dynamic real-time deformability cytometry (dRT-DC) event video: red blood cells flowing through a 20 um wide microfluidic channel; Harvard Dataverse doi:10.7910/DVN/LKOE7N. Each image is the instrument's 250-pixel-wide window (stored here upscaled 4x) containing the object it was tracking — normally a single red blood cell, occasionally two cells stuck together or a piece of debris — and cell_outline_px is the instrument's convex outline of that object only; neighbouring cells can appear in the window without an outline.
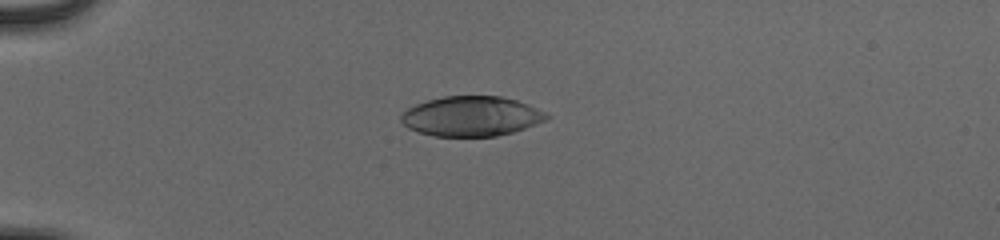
{"species": "human", "species_latin": "Homo sapiens", "temperature_condition": "cold", "stored_images_in_passage": 39, "camera_frame_rate_fps": 3000, "um_per_image_px": 0.085, "donor": {"sex": "male"}, "frame": {"image": 1, "passage_image": 1, "time_ms": 0.0, "image_size_px": [1000, 240], "cell_outline_px": [[548, 116], [544, 120], [524, 128], [512, 132], [496, 136], [432, 136], [416, 132], [408, 128], [400, 120], [400, 116], [408, 108], [416, 104], [428, 100], [444, 96], [500, 96], [516, 100], [528, 104], [548, 112]], "centroid_in_image_um": [40.04, 9.88], "position_along_channel_um": 45.0, "area_um2": 33.76}}
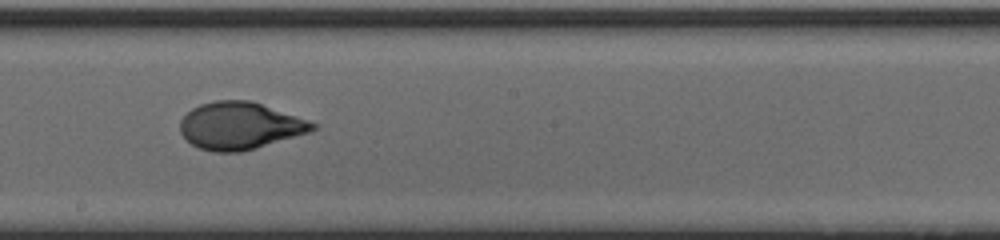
{"frame": {"image": 2, "passage_image": 18, "time_ms": 5.667, "image_size_px": [1000, 240], "cell_outline_px": [[316, 128], [312, 132], [256, 148], [240, 152], [212, 152], [200, 148], [192, 144], [180, 132], [180, 120], [192, 108], [200, 104], [216, 100], [252, 100], [308, 120], [316, 124]], "centroid_in_image_um": [20.41, 10.69], "position_along_channel_um": 227.8, "area_um2": 36.53}}
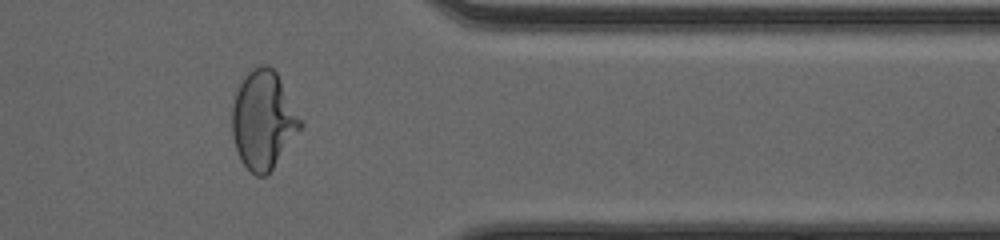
{"frame": {"image": 3, "passage_image": 31, "time_ms": 10.0, "image_size_px": [1000, 240], "cell_outline_px": [[304, 124], [272, 168], [264, 176], [256, 176], [240, 160], [236, 148], [232, 132], [232, 108], [236, 92], [244, 76], [252, 68], [264, 64], [268, 64], [276, 72]], "centroid_in_image_um": [22.37, 10.18], "position_along_channel_um": 389.0, "area_um2": 38.55}, "authors_computed_cell_mechanics": {"area_um2": 36.5296, "velocity_mm_per_s": 3.9194, "shape_relaxation_time_tau1_ms": 3.941, "shape_relaxation_time_tau2_ms": null, "deformation_change_tau1": 0.2096, "deformation_change_tau2": null}}